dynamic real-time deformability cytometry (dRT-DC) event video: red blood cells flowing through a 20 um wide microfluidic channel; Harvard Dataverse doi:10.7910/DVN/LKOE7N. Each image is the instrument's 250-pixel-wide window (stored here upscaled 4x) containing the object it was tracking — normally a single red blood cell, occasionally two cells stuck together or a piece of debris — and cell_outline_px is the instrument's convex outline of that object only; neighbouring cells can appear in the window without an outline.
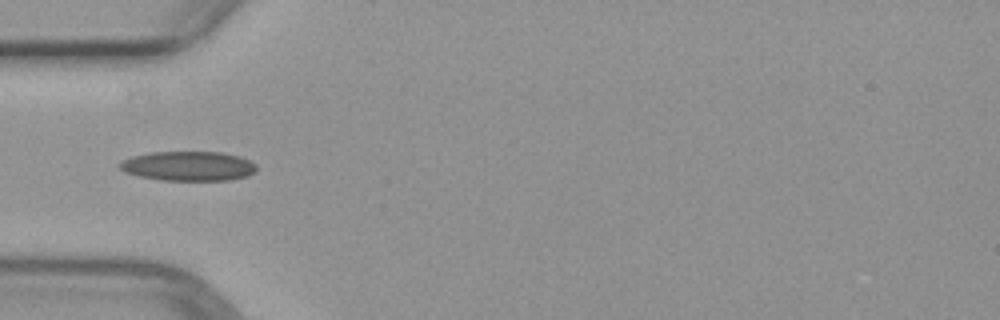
{"species": "common noctule bat (a hibernating species)", "species_latin": "Nyctalus noctula", "temperature_condition": "warm", "stored_images_in_passage": 3, "camera_frame_rate_fps": 3000, "um_per_image_px": 0.085, "animal": {"sex": "female", "body_mass_g": 29.2, "forearm_length_mm": 56.3}, "frame": {"image": 1, "passage_image": 2, "time_ms": 1.333, "image_size_px": [1000, 320], "cell_outline_px": [[256, 172], [248, 176], [228, 180], [160, 180], [140, 176], [124, 172], [116, 164], [120, 160], [132, 156], [152, 152], [220, 152], [240, 156], [256, 164]], "centroid_in_image_um": [15.99, 14.11], "position_along_channel_um": 69.0, "area_um2": 23.7}}
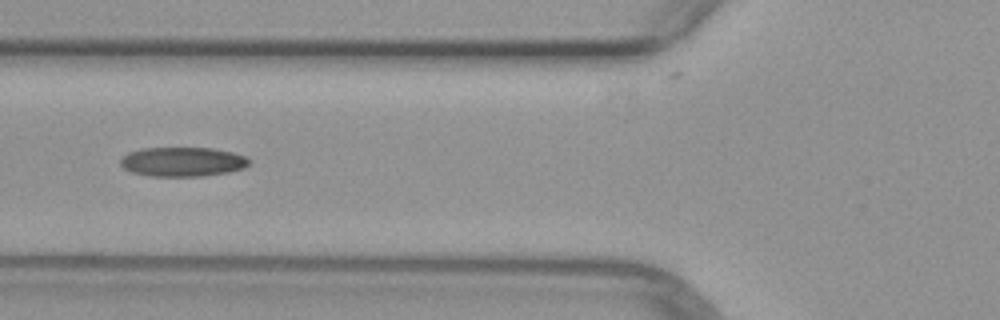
{"frame": {"image": 2, "passage_image": 3, "time_ms": 2.333, "image_size_px": [1000, 320], "cell_outline_px": [[252, 160], [244, 168], [228, 172], [204, 176], [148, 176], [132, 172], [124, 168], [120, 164], [120, 160], [128, 152], [144, 148], [212, 148], [232, 152], [244, 156]], "centroid_in_image_um": [15.52, 13.75], "position_along_channel_um": 110.3, "area_um2": 22.02}}